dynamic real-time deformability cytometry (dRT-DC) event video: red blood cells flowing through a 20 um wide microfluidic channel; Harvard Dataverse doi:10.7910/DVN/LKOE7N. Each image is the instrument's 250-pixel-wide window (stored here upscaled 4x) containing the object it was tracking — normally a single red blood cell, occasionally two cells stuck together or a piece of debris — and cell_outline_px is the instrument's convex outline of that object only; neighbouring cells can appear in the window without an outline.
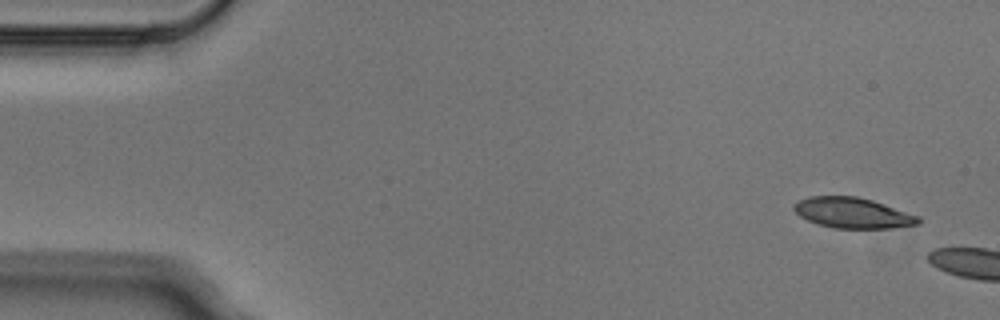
{"species": "Egyptian fruit bat (a non-hibernating species)", "species_latin": "Rousettus aegyptiacus", "temperature_condition": "cold", "stored_images_in_passage": 5, "camera_frame_rate_fps": 3000, "um_per_image_px": 0.085, "animal": {"sex": "male"}, "frame": {"image": 1, "passage_image": 1, "time_ms": 0.0, "image_size_px": [1000, 320], "cell_outline_px": [[920, 224], [888, 228], [832, 228], [816, 224], [800, 216], [792, 208], [792, 204], [808, 196], [856, 196], [872, 200], [920, 216]], "centroid_in_image_um": [72.46, 18.09], "position_along_channel_um": 12.5, "area_um2": 22.2}}
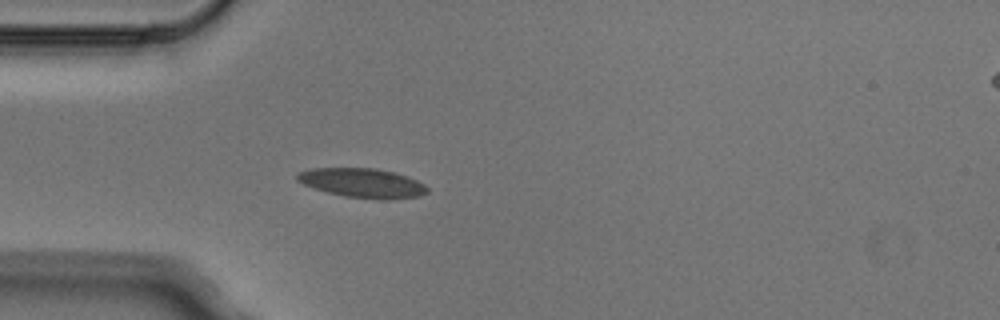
{"frame": {"image": 2, "passage_image": 5, "time_ms": 1.333, "image_size_px": [1000, 320], "cell_outline_px": [[428, 192], [420, 196], [388, 200], [376, 200], [344, 196], [328, 192], [304, 184], [296, 180], [296, 176], [300, 172], [312, 168], [376, 168], [396, 172], [416, 180], [424, 184], [428, 188]], "centroid_in_image_um": [30.85, 15.56], "position_along_channel_um": 54.1, "area_um2": 22.31}}